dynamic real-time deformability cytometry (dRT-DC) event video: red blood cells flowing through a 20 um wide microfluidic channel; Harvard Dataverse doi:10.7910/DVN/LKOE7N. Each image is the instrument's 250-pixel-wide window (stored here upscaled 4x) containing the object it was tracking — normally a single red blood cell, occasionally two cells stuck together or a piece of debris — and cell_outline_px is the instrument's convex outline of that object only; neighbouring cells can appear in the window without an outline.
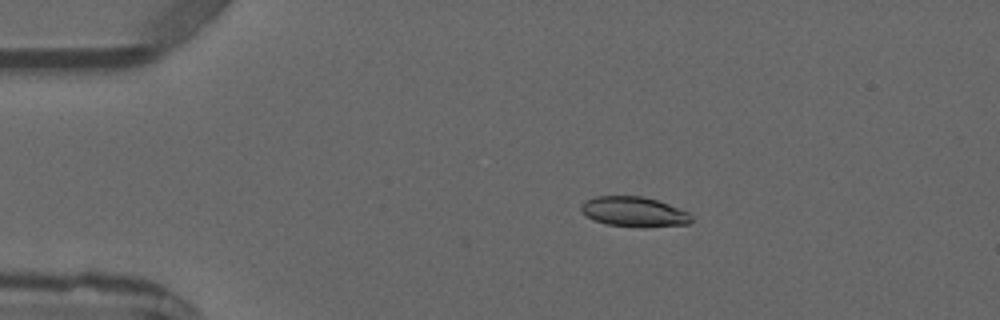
{"species": "common noctule bat (a hibernating species)", "species_latin": "Nyctalus noctula", "temperature_condition": "warm", "stored_images_in_passage": 3, "camera_frame_rate_fps": 3000, "um_per_image_px": 0.085, "animal": {"sex": "male", "forearm_length_mm": 52.5}, "frame": {"image": 1, "passage_image": 2, "time_ms": 1.333, "image_size_px": [1000, 320], "cell_outline_px": [[692, 220], [688, 224], [608, 224], [596, 220], [588, 216], [580, 208], [580, 204], [584, 200], [596, 196], [640, 196], [656, 200], [668, 204], [688, 212], [692, 216]], "centroid_in_image_um": [53.84, 17.93], "position_along_channel_um": 31.2, "area_um2": 18.03}}